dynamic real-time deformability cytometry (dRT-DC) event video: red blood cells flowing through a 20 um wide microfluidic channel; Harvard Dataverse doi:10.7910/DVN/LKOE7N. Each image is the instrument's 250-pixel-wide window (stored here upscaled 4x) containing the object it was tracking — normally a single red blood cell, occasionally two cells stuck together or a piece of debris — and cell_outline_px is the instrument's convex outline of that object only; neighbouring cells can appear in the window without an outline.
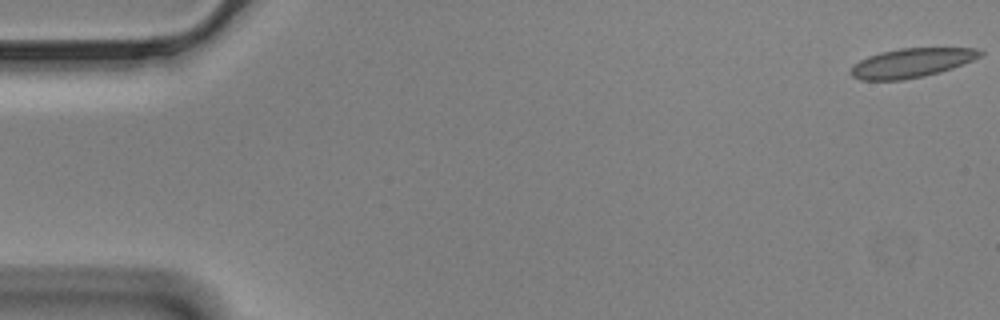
{"species": "Egyptian fruit bat (a non-hibernating species)", "species_latin": "Rousettus aegyptiacus", "temperature_condition": "cold", "stored_images_in_passage": 53, "camera_frame_rate_fps": 3000, "um_per_image_px": 0.085, "animal": {"sex": "male"}, "frame": {"image": 1, "passage_image": 1, "time_ms": 0.0, "image_size_px": [1000, 320], "cell_outline_px": [[984, 52], [980, 56], [972, 60], [952, 68], [940, 72], [924, 76], [904, 80], [860, 80], [852, 76], [848, 72], [860, 60], [868, 56], [880, 52], [900, 48], [976, 48]], "centroid_in_image_um": [77.46, 5.35], "position_along_channel_um": 7.5, "area_um2": 21.91}}
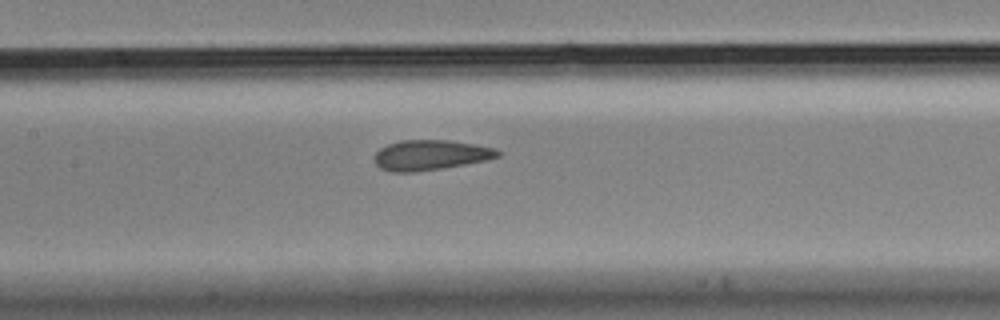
{"frame": {"image": 2, "passage_image": 27, "time_ms": 8.667, "image_size_px": [1000, 320], "cell_outline_px": [[504, 152], [500, 156], [484, 160], [444, 168], [416, 172], [392, 172], [380, 168], [376, 164], [376, 152], [380, 148], [388, 144], [400, 140], [448, 140], [496, 148]], "centroid_in_image_um": [36.61, 13.18], "position_along_channel_um": 170.8, "area_um2": 21.62}}
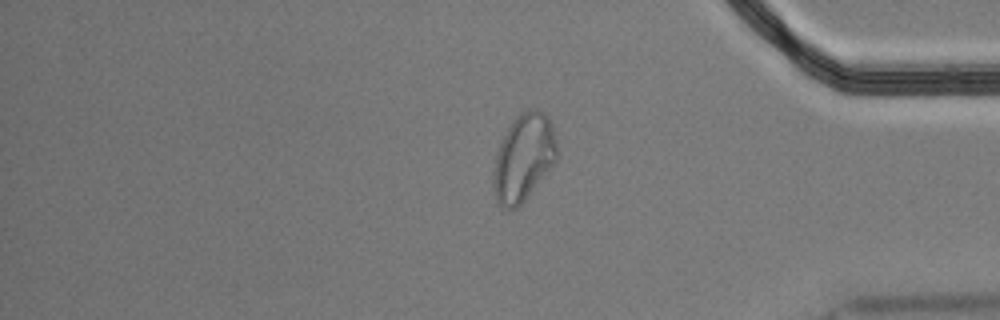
{"frame": {"image": 3, "passage_image": 48, "time_ms": 15.667, "image_size_px": [1000, 320], "cell_outline_px": [[556, 160], [524, 200], [516, 208], [504, 208], [496, 200], [492, 184], [492, 176], [496, 152], [512, 120], [520, 112], [528, 108], [536, 108], [548, 116], [552, 124], [556, 140]], "centroid_in_image_um": [44.48, 13.36], "position_along_channel_um": 390.7, "area_um2": 32.02}}